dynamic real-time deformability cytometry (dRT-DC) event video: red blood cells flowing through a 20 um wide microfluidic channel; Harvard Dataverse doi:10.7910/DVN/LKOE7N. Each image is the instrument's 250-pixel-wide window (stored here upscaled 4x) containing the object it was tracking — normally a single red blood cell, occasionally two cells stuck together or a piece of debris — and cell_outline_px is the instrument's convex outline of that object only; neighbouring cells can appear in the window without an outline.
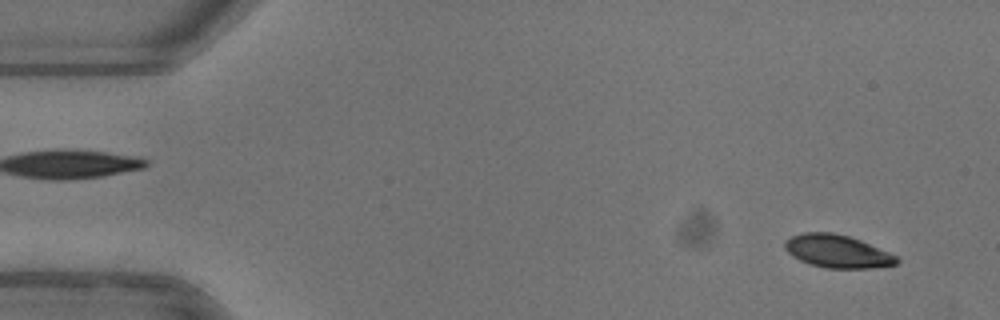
{"species": "common noctule bat (a hibernating species)", "species_latin": "Nyctalus noctula", "temperature_condition": "warm", "stored_images_in_passage": 52, "camera_frame_rate_fps": 3000, "um_per_image_px": 0.085, "animal": {"sex": "female"}, "frame": {"image": 1, "passage_image": 3, "time_ms": 0.667, "image_size_px": [1000, 320], "cell_outline_px": [[900, 260], [896, 264], [872, 268], [824, 268], [800, 260], [792, 256], [784, 248], [784, 244], [792, 236], [804, 232], [832, 232], [848, 236], [860, 240], [888, 252], [896, 256]], "centroid_in_image_um": [71.17, 21.36], "position_along_channel_um": 13.8, "area_um2": 21.21}}
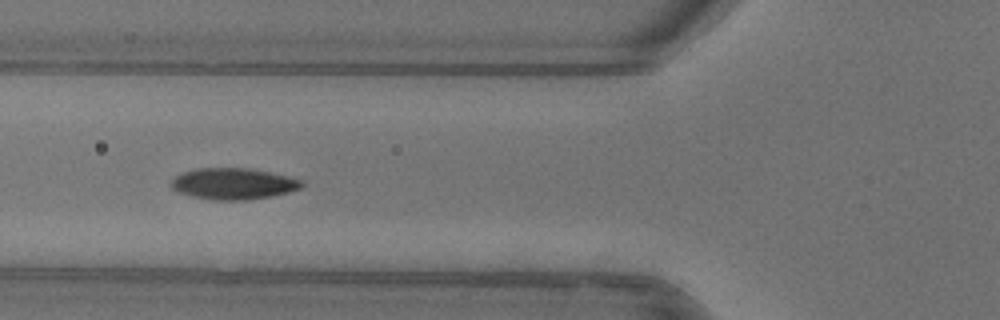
{"frame": {"image": 2, "passage_image": 19, "time_ms": 6.0, "image_size_px": [1000, 320], "cell_outline_px": [[304, 184], [300, 188], [288, 192], [272, 196], [248, 200], [212, 200], [192, 196], [180, 192], [172, 188], [168, 184], [180, 172], [196, 168], [248, 168], [268, 172], [300, 180]], "centroid_in_image_um": [19.77, 15.62], "position_along_channel_um": 106.0, "area_um2": 23.7}}
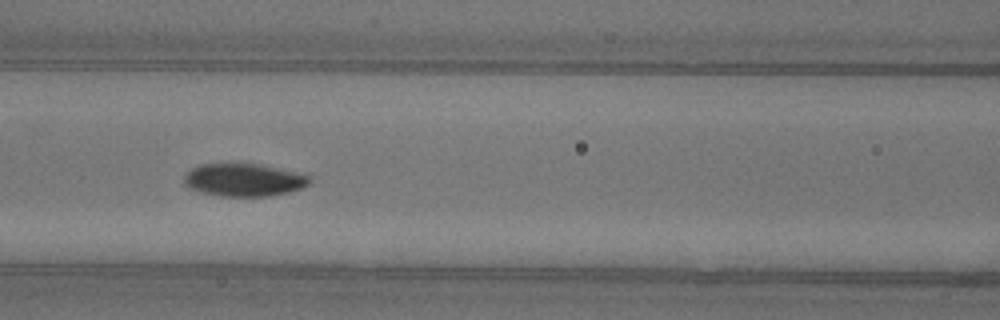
{"frame": {"image": 3, "passage_image": 22, "time_ms": 7.0, "image_size_px": [1000, 320], "cell_outline_px": [[312, 180], [308, 184], [300, 188], [288, 192], [268, 196], [220, 196], [200, 192], [184, 184], [184, 176], [192, 168], [200, 164], [260, 164], [312, 176]], "centroid_in_image_um": [20.73, 15.29], "position_along_channel_um": 145.9, "area_um2": 23.76}, "authors_computed_cell_mechanics": {"area_um2": 22.8021, "velocity_mm_per_s": 3.9587, "shape_relaxation_time_tau1_ms": 3.1654, "shape_relaxation_time_tau2_ms": null, "deformation_change_tau1": 0.1477, "deformation_change_tau2": null}}